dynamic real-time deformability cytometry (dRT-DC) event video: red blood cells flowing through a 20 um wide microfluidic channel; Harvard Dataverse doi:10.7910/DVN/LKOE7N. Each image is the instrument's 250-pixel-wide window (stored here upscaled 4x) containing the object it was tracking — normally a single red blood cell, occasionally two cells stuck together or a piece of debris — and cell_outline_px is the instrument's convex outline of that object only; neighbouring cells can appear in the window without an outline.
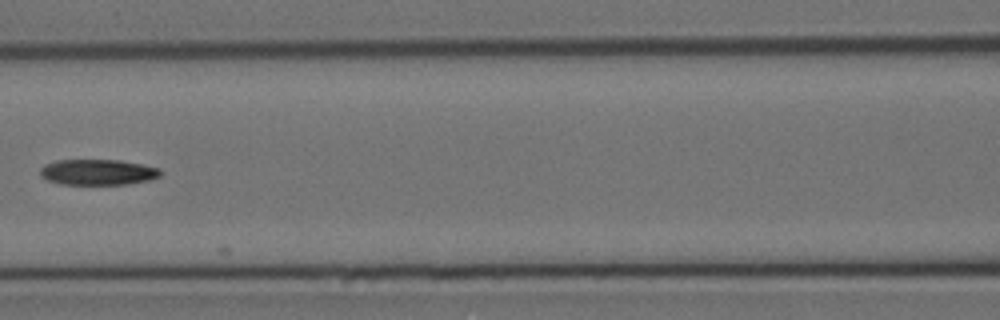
{"species": "Egyptian fruit bat (a non-hibernating species)", "species_latin": "Rousettus aegyptiacus", "temperature_condition": "cold", "stored_images_in_passage": 7, "camera_frame_rate_fps": 3000, "um_per_image_px": 0.085, "animal": {"sex": "female"}, "frame": {"image": 1, "passage_image": 7, "time_ms": 7.0, "image_size_px": [1000, 320], "cell_outline_px": [[160, 176], [148, 180], [128, 184], [60, 184], [48, 180], [40, 176], [40, 168], [44, 164], [56, 160], [120, 160], [160, 168]], "centroid_in_image_um": [8.28, 14.63], "position_along_channel_um": 158.3, "area_um2": 17.98}}